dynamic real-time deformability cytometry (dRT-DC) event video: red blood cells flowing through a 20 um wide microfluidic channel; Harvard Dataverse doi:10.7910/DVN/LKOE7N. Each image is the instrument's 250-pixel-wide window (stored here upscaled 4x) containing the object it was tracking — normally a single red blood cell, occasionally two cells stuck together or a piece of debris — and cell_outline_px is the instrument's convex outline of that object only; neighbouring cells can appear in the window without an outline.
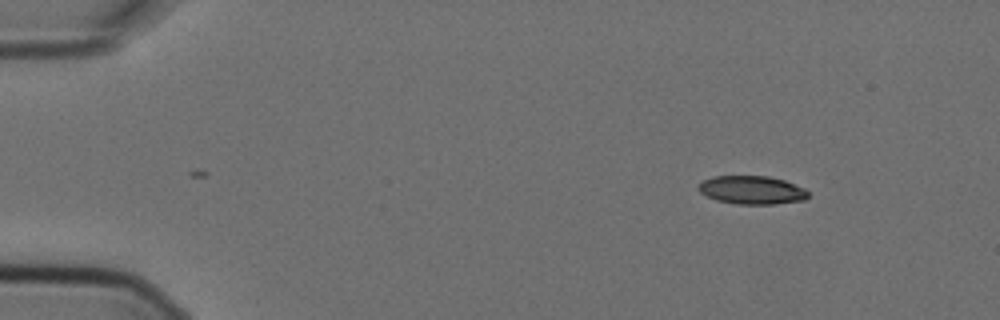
{"species": "Egyptian fruit bat (a non-hibernating species)", "species_latin": "Rousettus aegyptiacus", "temperature_condition": "cold", "stored_images_in_passage": 3, "camera_frame_rate_fps": 3000, "um_per_image_px": 0.085, "animal": {"sex": "female"}, "frame": {"image": 1, "passage_image": 3, "time_ms": 0.667, "image_size_px": [1000, 320], "cell_outline_px": [[808, 196], [804, 200], [776, 204], [736, 204], [716, 200], [700, 192], [700, 184], [704, 180], [712, 176], [768, 176], [784, 180], [804, 188], [808, 192]], "centroid_in_image_um": [63.93, 16.15], "position_along_channel_um": 21.1, "area_um2": 17.98}}